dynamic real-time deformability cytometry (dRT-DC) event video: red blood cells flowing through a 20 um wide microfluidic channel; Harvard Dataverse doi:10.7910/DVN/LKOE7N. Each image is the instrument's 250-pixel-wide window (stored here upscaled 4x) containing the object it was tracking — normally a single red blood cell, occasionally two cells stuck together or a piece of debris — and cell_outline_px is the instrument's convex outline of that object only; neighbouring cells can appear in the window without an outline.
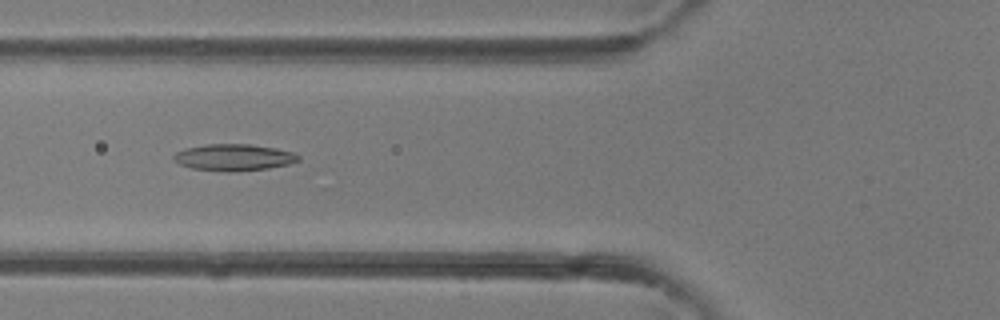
{"species": "common noctule bat (a hibernating species)", "species_latin": "Nyctalus noctula", "temperature_condition": "room temperature", "stored_images_in_passage": 39, "camera_frame_rate_fps": 3000, "um_per_image_px": 0.085, "animal": {"sex": "female"}, "frame": {"image": 1, "passage_image": 13, "time_ms": 4.0, "image_size_px": [1000, 320], "cell_outline_px": [[300, 160], [288, 164], [268, 168], [228, 172], [224, 172], [192, 168], [180, 164], [172, 160], [172, 156], [176, 152], [184, 148], [204, 144], [248, 144], [276, 148], [292, 152], [300, 156]], "centroid_in_image_um": [19.83, 13.37], "position_along_channel_um": 106.0, "area_um2": 19.42}}
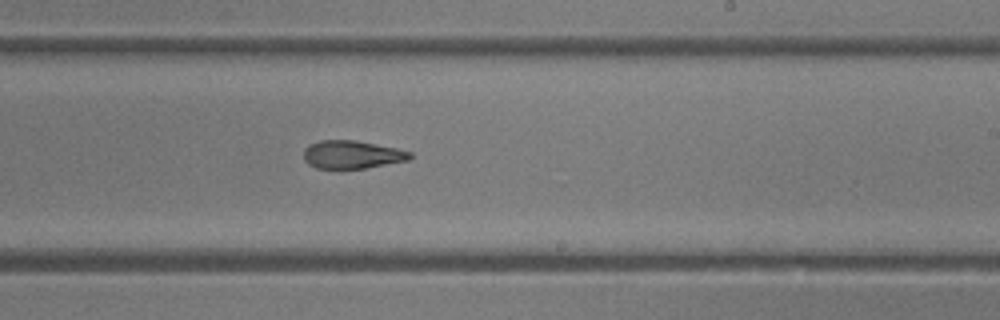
{"frame": {"image": 2, "passage_image": 22, "time_ms": 7.0, "image_size_px": [1000, 320], "cell_outline_px": [[412, 156], [408, 160], [364, 168], [316, 168], [308, 164], [304, 160], [304, 148], [308, 144], [320, 140], [356, 140], [396, 148], [412, 152]], "centroid_in_image_um": [29.89, 13.13], "position_along_channel_um": 259.1, "area_um2": 17.34}}
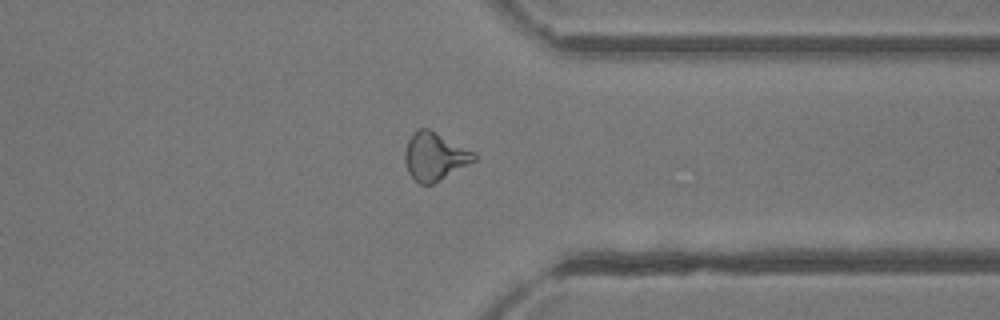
{"frame": {"image": 3, "passage_image": 29, "time_ms": 9.333, "image_size_px": [1000, 320], "cell_outline_px": [[476, 160], [432, 184], [420, 184], [408, 172], [404, 160], [404, 152], [408, 140], [412, 132], [416, 128], [428, 128], [476, 152]], "centroid_in_image_um": [36.93, 13.27], "position_along_channel_um": 374.5, "area_um2": 19.31}}